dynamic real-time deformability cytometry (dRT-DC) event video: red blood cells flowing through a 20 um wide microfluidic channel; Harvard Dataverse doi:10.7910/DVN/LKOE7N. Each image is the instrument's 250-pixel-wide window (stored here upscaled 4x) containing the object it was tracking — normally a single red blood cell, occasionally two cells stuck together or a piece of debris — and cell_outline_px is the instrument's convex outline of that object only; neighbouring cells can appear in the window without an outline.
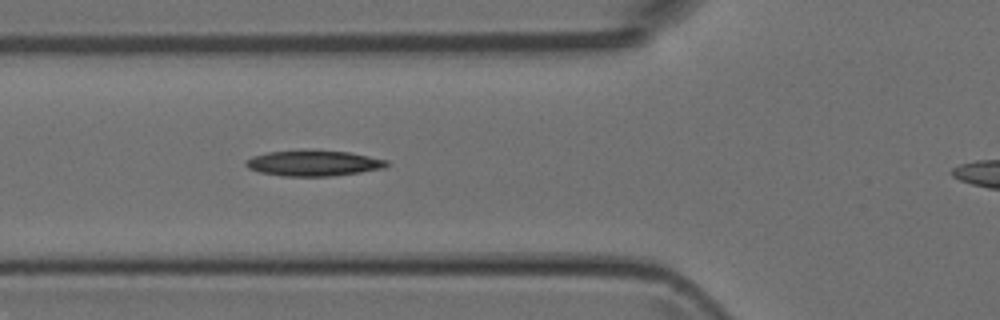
{"species": "Egyptian fruit bat (a non-hibernating species)", "species_latin": "Rousettus aegyptiacus", "temperature_condition": "room temperature", "stored_images_in_passage": 4, "camera_frame_rate_fps": 3000, "um_per_image_px": 0.085, "animal": {"sex": "female"}, "frame": {"image": 1, "passage_image": 3, "time_ms": 2.0, "image_size_px": [1000, 320], "cell_outline_px": [[388, 164], [384, 168], [360, 172], [332, 176], [284, 176], [260, 172], [248, 168], [244, 164], [244, 160], [252, 156], [268, 152], [308, 148], [312, 148], [348, 152], [388, 160]], "centroid_in_image_um": [26.61, 13.84], "position_along_channel_um": 99.2, "area_um2": 21.56}}